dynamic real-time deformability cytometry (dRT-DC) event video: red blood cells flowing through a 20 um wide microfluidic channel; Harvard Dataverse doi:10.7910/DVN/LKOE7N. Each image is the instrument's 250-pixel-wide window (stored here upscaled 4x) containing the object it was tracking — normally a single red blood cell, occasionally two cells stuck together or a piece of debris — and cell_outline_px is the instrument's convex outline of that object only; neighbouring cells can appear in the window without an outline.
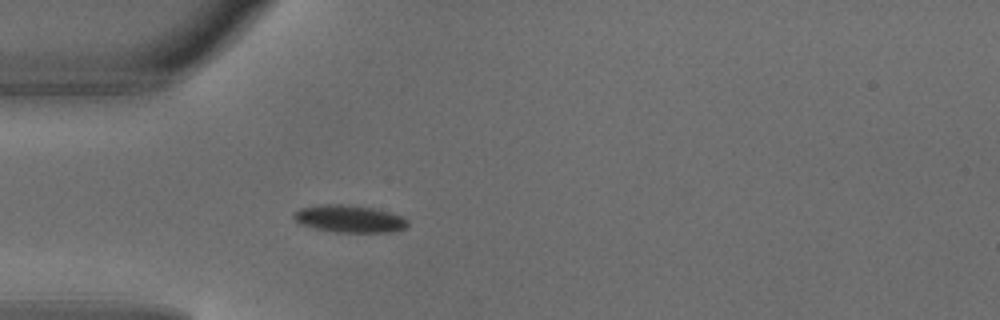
{"species": "common noctule bat (a hibernating species)", "species_latin": "Nyctalus noctula", "temperature_condition": "warm", "stored_images_in_passage": 3, "camera_frame_rate_fps": 3000, "um_per_image_px": 0.085, "animal": {"sex": "male", "body_mass_g": 18.8}, "frame": {"image": 1, "passage_image": 3, "time_ms": 0.667, "image_size_px": [1000, 320], "cell_outline_px": [[408, 224], [404, 228], [392, 232], [336, 232], [316, 228], [300, 224], [292, 216], [292, 212], [300, 208], [324, 204], [348, 204], [372, 208], [388, 212], [400, 216], [408, 220]], "centroid_in_image_um": [29.66, 18.59], "position_along_channel_um": 55.3, "area_um2": 18.03}}